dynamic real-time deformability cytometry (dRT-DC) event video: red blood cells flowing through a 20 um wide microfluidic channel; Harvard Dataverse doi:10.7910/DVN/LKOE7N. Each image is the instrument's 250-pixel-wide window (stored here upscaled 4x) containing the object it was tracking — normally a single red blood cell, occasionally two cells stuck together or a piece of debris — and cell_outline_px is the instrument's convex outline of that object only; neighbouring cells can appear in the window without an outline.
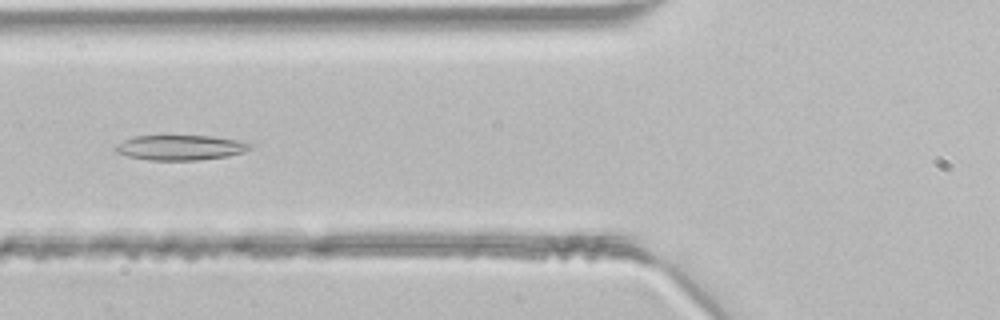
{"species": "common noctule bat (a hibernating species)", "species_latin": "Nyctalus noctula", "temperature_condition": "room temperature", "stored_images_in_passage": 13, "camera_frame_rate_fps": 3000, "um_per_image_px": 0.085, "animal": {"sex": "male", "body_mass_g": 21.5, "forearm_length_mm": 52.0}, "frame": {"image": 1, "passage_image": 6, "time_ms": 1.667, "image_size_px": [1000, 320], "cell_outline_px": [[252, 148], [244, 152], [228, 156], [196, 160], [148, 160], [128, 156], [116, 152], [116, 144], [132, 136], [212, 136], [236, 140], [252, 144]], "centroid_in_image_um": [15.33, 12.54], "position_along_channel_um": 110.5, "area_um2": 19.54}}
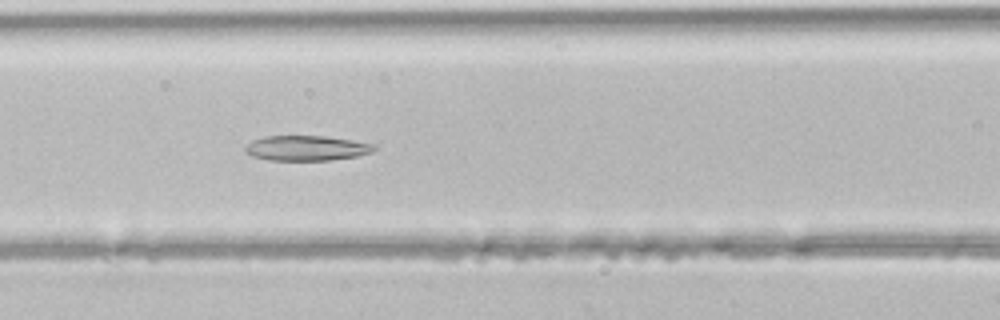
{"frame": {"image": 2, "passage_image": 8, "time_ms": 2.333, "image_size_px": [1000, 320], "cell_outline_px": [[376, 148], [372, 152], [356, 156], [332, 160], [268, 160], [252, 156], [244, 148], [252, 140], [264, 136], [324, 136], [352, 140], [376, 144]], "centroid_in_image_um": [26.07, 12.58], "position_along_channel_um": 140.5, "area_um2": 18.79}}
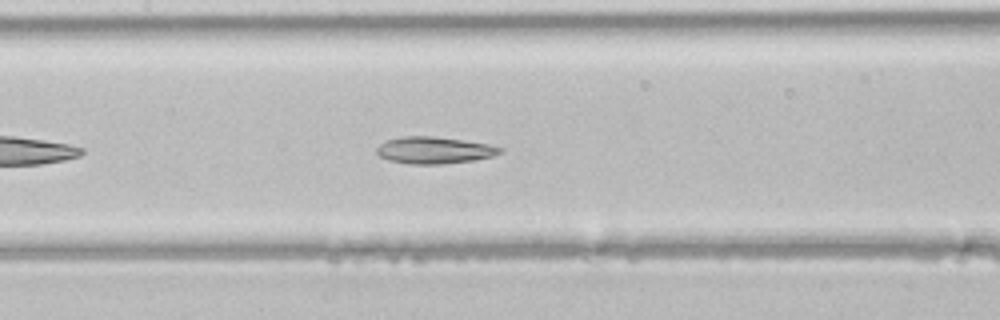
{"frame": {"image": 3, "passage_image": 10, "time_ms": 3.0, "image_size_px": [1000, 320], "cell_outline_px": [[504, 152], [492, 156], [472, 160], [440, 164], [408, 164], [388, 160], [380, 156], [376, 152], [376, 148], [384, 140], [404, 136], [432, 136], [488, 144], [504, 148]], "centroid_in_image_um": [36.88, 12.77], "position_along_channel_um": 170.5, "area_um2": 19.25}}